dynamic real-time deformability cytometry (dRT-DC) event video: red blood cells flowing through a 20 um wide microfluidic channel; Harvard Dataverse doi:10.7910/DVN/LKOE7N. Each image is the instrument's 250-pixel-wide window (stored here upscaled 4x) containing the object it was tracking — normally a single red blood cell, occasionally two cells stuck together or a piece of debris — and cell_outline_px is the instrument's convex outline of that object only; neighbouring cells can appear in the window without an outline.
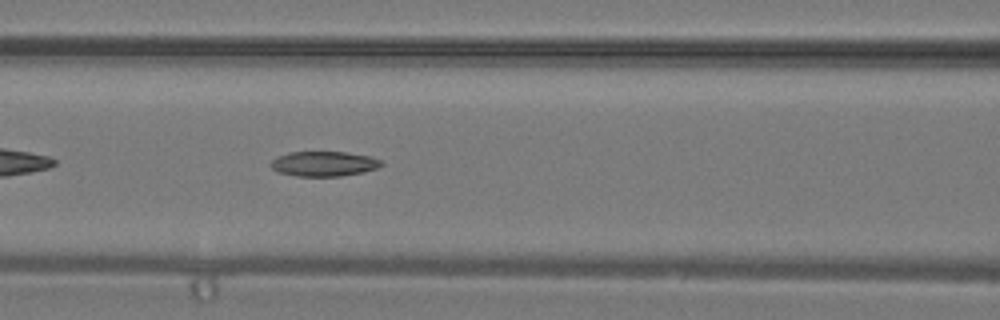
{"species": "common noctule bat (a hibernating species)", "species_latin": "Nyctalus noctula", "temperature_condition": "warm", "stored_images_in_passage": 27, "camera_frame_rate_fps": 3000, "um_per_image_px": 0.085, "animal": {"sex": "male", "body_mass_g": 19.2, "forearm_length_mm": 51.8}, "frame": {"image": 1, "passage_image": 5, "time_ms": 1.333, "image_size_px": [1000, 320], "cell_outline_px": [[384, 164], [376, 168], [364, 172], [340, 176], [296, 176], [276, 172], [268, 164], [276, 156], [288, 152], [348, 152], [372, 156], [380, 160]], "centroid_in_image_um": [27.5, 13.92], "position_along_channel_um": 139.1, "area_um2": 16.3}}
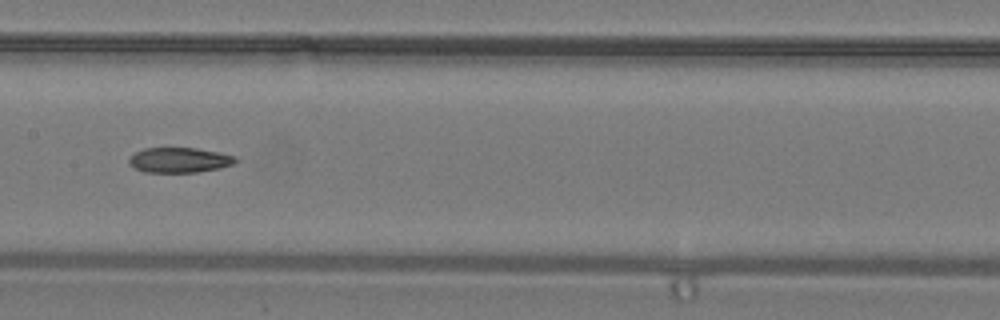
{"frame": {"image": 2, "passage_image": 8, "time_ms": 2.333, "image_size_px": [1000, 320], "cell_outline_px": [[240, 160], [232, 164], [220, 168], [196, 172], [144, 172], [128, 164], [128, 160], [136, 152], [144, 148], [196, 148], [220, 152], [236, 156]], "centroid_in_image_um": [15.28, 13.6], "position_along_channel_um": 192.1, "area_um2": 15.61}}
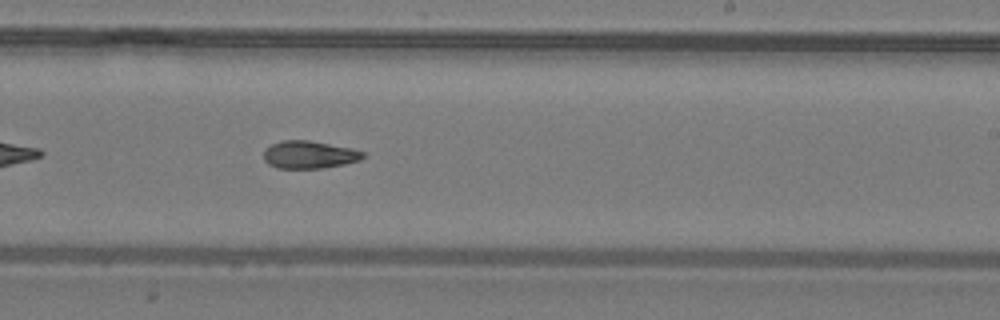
{"frame": {"image": 3, "passage_image": 12, "time_ms": 3.667, "image_size_px": [1000, 320], "cell_outline_px": [[364, 156], [360, 160], [344, 164], [324, 168], [276, 168], [268, 164], [264, 160], [264, 152], [272, 144], [284, 140], [308, 140], [352, 148], [364, 152]], "centroid_in_image_um": [26.29, 13.15], "position_along_channel_um": 262.7, "area_um2": 15.9}}